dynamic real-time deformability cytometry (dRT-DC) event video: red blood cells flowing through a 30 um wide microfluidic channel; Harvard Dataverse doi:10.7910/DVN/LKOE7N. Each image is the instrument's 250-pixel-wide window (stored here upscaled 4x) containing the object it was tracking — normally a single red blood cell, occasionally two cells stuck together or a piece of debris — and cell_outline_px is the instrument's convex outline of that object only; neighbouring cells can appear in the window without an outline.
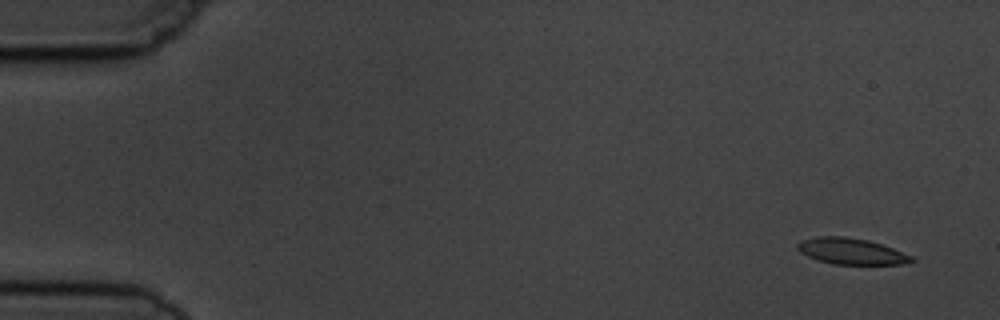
{"species": "common noctule bat (a hibernating species)", "species_latin": "Nyctalus noctula", "temperature_condition": "cold", "stored_images_in_passage": 5, "camera_frame_rate_fps": 3000, "um_per_image_px": 0.085, "animal": {"sex": "male", "body_mass_g": 19.5, "forearm_length_mm": 54.6}, "frame": {"image": 1, "passage_image": 1, "time_ms": 0.0, "image_size_px": [1000, 320], "cell_outline_px": [[916, 260], [900, 264], [832, 264], [808, 256], [800, 252], [796, 248], [796, 244], [800, 240], [816, 236], [844, 236], [868, 240], [892, 248], [912, 256]], "centroid_in_image_um": [72.31, 21.34], "position_along_channel_um": 12.7, "area_um2": 17.28}}
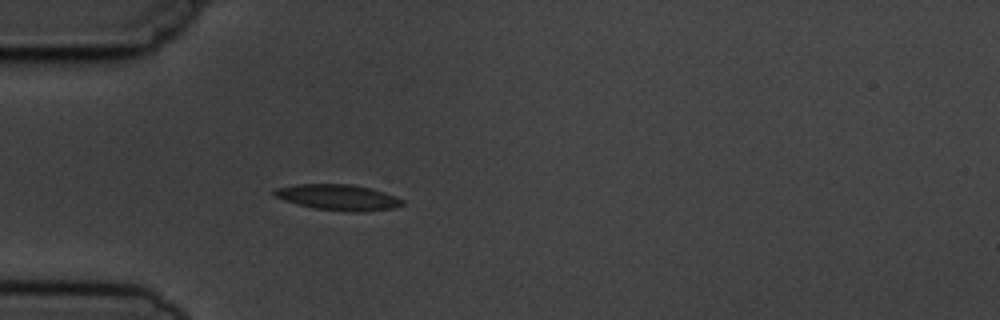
{"frame": {"image": 2, "passage_image": 5, "time_ms": 4.333, "image_size_px": [1000, 320], "cell_outline_px": [[404, 204], [392, 208], [364, 212], [348, 212], [316, 208], [284, 200], [276, 196], [272, 192], [276, 188], [296, 184], [352, 184], [384, 192], [404, 200]], "centroid_in_image_um": [28.76, 16.77], "position_along_channel_um": 56.2, "area_um2": 19.02}}